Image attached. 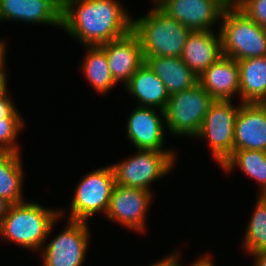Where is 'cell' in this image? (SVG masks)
<instances>
[{
	"instance_id": "6da1fadb",
	"label": "cell",
	"mask_w": 266,
	"mask_h": 266,
	"mask_svg": "<svg viewBox=\"0 0 266 266\" xmlns=\"http://www.w3.org/2000/svg\"><path fill=\"white\" fill-rule=\"evenodd\" d=\"M119 0H62L61 29L81 46H96L125 36L132 19Z\"/></svg>"
},
{
	"instance_id": "7a4b0ae2",
	"label": "cell",
	"mask_w": 266,
	"mask_h": 266,
	"mask_svg": "<svg viewBox=\"0 0 266 266\" xmlns=\"http://www.w3.org/2000/svg\"><path fill=\"white\" fill-rule=\"evenodd\" d=\"M63 214L62 210L45 208L33 201L12 204L0 222V237L38 252Z\"/></svg>"
},
{
	"instance_id": "3957f363",
	"label": "cell",
	"mask_w": 266,
	"mask_h": 266,
	"mask_svg": "<svg viewBox=\"0 0 266 266\" xmlns=\"http://www.w3.org/2000/svg\"><path fill=\"white\" fill-rule=\"evenodd\" d=\"M132 31L139 38L144 59L156 56L181 57L191 32L159 7H152L143 17L132 19Z\"/></svg>"
},
{
	"instance_id": "277c9868",
	"label": "cell",
	"mask_w": 266,
	"mask_h": 266,
	"mask_svg": "<svg viewBox=\"0 0 266 266\" xmlns=\"http://www.w3.org/2000/svg\"><path fill=\"white\" fill-rule=\"evenodd\" d=\"M222 55L235 60L266 56V29L230 3L221 16Z\"/></svg>"
},
{
	"instance_id": "5b68a950",
	"label": "cell",
	"mask_w": 266,
	"mask_h": 266,
	"mask_svg": "<svg viewBox=\"0 0 266 266\" xmlns=\"http://www.w3.org/2000/svg\"><path fill=\"white\" fill-rule=\"evenodd\" d=\"M131 156L119 163L111 164L115 184L152 192L151 184L167 176L177 165L175 162L177 154L173 148L171 150L137 149V153Z\"/></svg>"
},
{
	"instance_id": "8992f818",
	"label": "cell",
	"mask_w": 266,
	"mask_h": 266,
	"mask_svg": "<svg viewBox=\"0 0 266 266\" xmlns=\"http://www.w3.org/2000/svg\"><path fill=\"white\" fill-rule=\"evenodd\" d=\"M215 100L197 83L192 88L169 95L164 109L166 131L172 136L195 139L205 115Z\"/></svg>"
},
{
	"instance_id": "52a82bcc",
	"label": "cell",
	"mask_w": 266,
	"mask_h": 266,
	"mask_svg": "<svg viewBox=\"0 0 266 266\" xmlns=\"http://www.w3.org/2000/svg\"><path fill=\"white\" fill-rule=\"evenodd\" d=\"M81 178L74 189L68 219L87 222L97 213L106 215L115 185L111 164L90 171Z\"/></svg>"
},
{
	"instance_id": "ba28073f",
	"label": "cell",
	"mask_w": 266,
	"mask_h": 266,
	"mask_svg": "<svg viewBox=\"0 0 266 266\" xmlns=\"http://www.w3.org/2000/svg\"><path fill=\"white\" fill-rule=\"evenodd\" d=\"M235 106L232 100H215L210 105L200 132L195 137L207 142L213 159L220 166L234 150L235 122L240 105Z\"/></svg>"
},
{
	"instance_id": "9c48e42d",
	"label": "cell",
	"mask_w": 266,
	"mask_h": 266,
	"mask_svg": "<svg viewBox=\"0 0 266 266\" xmlns=\"http://www.w3.org/2000/svg\"><path fill=\"white\" fill-rule=\"evenodd\" d=\"M64 228L40 250L43 266L83 265L91 240L88 222L68 219Z\"/></svg>"
},
{
	"instance_id": "30bf717a",
	"label": "cell",
	"mask_w": 266,
	"mask_h": 266,
	"mask_svg": "<svg viewBox=\"0 0 266 266\" xmlns=\"http://www.w3.org/2000/svg\"><path fill=\"white\" fill-rule=\"evenodd\" d=\"M153 196L148 190L115 184L105 216L132 231L145 232Z\"/></svg>"
},
{
	"instance_id": "8fae6325",
	"label": "cell",
	"mask_w": 266,
	"mask_h": 266,
	"mask_svg": "<svg viewBox=\"0 0 266 266\" xmlns=\"http://www.w3.org/2000/svg\"><path fill=\"white\" fill-rule=\"evenodd\" d=\"M229 0H166L159 7L191 31L214 30Z\"/></svg>"
},
{
	"instance_id": "7c38bea8",
	"label": "cell",
	"mask_w": 266,
	"mask_h": 266,
	"mask_svg": "<svg viewBox=\"0 0 266 266\" xmlns=\"http://www.w3.org/2000/svg\"><path fill=\"white\" fill-rule=\"evenodd\" d=\"M156 108L136 106L129 114L126 134L135 149L165 150L164 111Z\"/></svg>"
},
{
	"instance_id": "4fadbf2b",
	"label": "cell",
	"mask_w": 266,
	"mask_h": 266,
	"mask_svg": "<svg viewBox=\"0 0 266 266\" xmlns=\"http://www.w3.org/2000/svg\"><path fill=\"white\" fill-rule=\"evenodd\" d=\"M100 46L105 50L109 69L116 84L121 81L125 86L145 63L139 38L132 30L125 36Z\"/></svg>"
},
{
	"instance_id": "5bb4252c",
	"label": "cell",
	"mask_w": 266,
	"mask_h": 266,
	"mask_svg": "<svg viewBox=\"0 0 266 266\" xmlns=\"http://www.w3.org/2000/svg\"><path fill=\"white\" fill-rule=\"evenodd\" d=\"M62 0H0V22L15 21L61 28Z\"/></svg>"
},
{
	"instance_id": "9a60e30c",
	"label": "cell",
	"mask_w": 266,
	"mask_h": 266,
	"mask_svg": "<svg viewBox=\"0 0 266 266\" xmlns=\"http://www.w3.org/2000/svg\"><path fill=\"white\" fill-rule=\"evenodd\" d=\"M235 122L234 150L266 151V110L261 103H241Z\"/></svg>"
},
{
	"instance_id": "2e32d148",
	"label": "cell",
	"mask_w": 266,
	"mask_h": 266,
	"mask_svg": "<svg viewBox=\"0 0 266 266\" xmlns=\"http://www.w3.org/2000/svg\"><path fill=\"white\" fill-rule=\"evenodd\" d=\"M199 84L214 100L240 99L239 67L237 60L222 55L199 76Z\"/></svg>"
},
{
	"instance_id": "e0dca14e",
	"label": "cell",
	"mask_w": 266,
	"mask_h": 266,
	"mask_svg": "<svg viewBox=\"0 0 266 266\" xmlns=\"http://www.w3.org/2000/svg\"><path fill=\"white\" fill-rule=\"evenodd\" d=\"M222 56L220 31H191L185 43L182 61L199 77Z\"/></svg>"
},
{
	"instance_id": "ac0fdd59",
	"label": "cell",
	"mask_w": 266,
	"mask_h": 266,
	"mask_svg": "<svg viewBox=\"0 0 266 266\" xmlns=\"http://www.w3.org/2000/svg\"><path fill=\"white\" fill-rule=\"evenodd\" d=\"M127 93L139 101L137 106L157 108L164 111L169 94L164 83L144 63L124 86Z\"/></svg>"
},
{
	"instance_id": "d6986e66",
	"label": "cell",
	"mask_w": 266,
	"mask_h": 266,
	"mask_svg": "<svg viewBox=\"0 0 266 266\" xmlns=\"http://www.w3.org/2000/svg\"><path fill=\"white\" fill-rule=\"evenodd\" d=\"M145 63L164 83L169 95L182 92L199 83V77L181 57H146Z\"/></svg>"
},
{
	"instance_id": "ffe728a7",
	"label": "cell",
	"mask_w": 266,
	"mask_h": 266,
	"mask_svg": "<svg viewBox=\"0 0 266 266\" xmlns=\"http://www.w3.org/2000/svg\"><path fill=\"white\" fill-rule=\"evenodd\" d=\"M241 103L266 100V56L238 60Z\"/></svg>"
},
{
	"instance_id": "44dd1931",
	"label": "cell",
	"mask_w": 266,
	"mask_h": 266,
	"mask_svg": "<svg viewBox=\"0 0 266 266\" xmlns=\"http://www.w3.org/2000/svg\"><path fill=\"white\" fill-rule=\"evenodd\" d=\"M21 153L0 151V197L12 204L24 201V165Z\"/></svg>"
},
{
	"instance_id": "7402d4cb",
	"label": "cell",
	"mask_w": 266,
	"mask_h": 266,
	"mask_svg": "<svg viewBox=\"0 0 266 266\" xmlns=\"http://www.w3.org/2000/svg\"><path fill=\"white\" fill-rule=\"evenodd\" d=\"M220 168L226 172H233L235 168H239L243 174L259 184L260 196L266 194V151L233 150Z\"/></svg>"
},
{
	"instance_id": "603a6c76",
	"label": "cell",
	"mask_w": 266,
	"mask_h": 266,
	"mask_svg": "<svg viewBox=\"0 0 266 266\" xmlns=\"http://www.w3.org/2000/svg\"><path fill=\"white\" fill-rule=\"evenodd\" d=\"M86 48L85 56L80 68L82 74L98 93H109L114 88L115 81L109 69L105 50L99 46H83Z\"/></svg>"
},
{
	"instance_id": "cb8c5ba5",
	"label": "cell",
	"mask_w": 266,
	"mask_h": 266,
	"mask_svg": "<svg viewBox=\"0 0 266 266\" xmlns=\"http://www.w3.org/2000/svg\"><path fill=\"white\" fill-rule=\"evenodd\" d=\"M243 239V250L252 255L266 250V198L258 195Z\"/></svg>"
},
{
	"instance_id": "d4e9b609",
	"label": "cell",
	"mask_w": 266,
	"mask_h": 266,
	"mask_svg": "<svg viewBox=\"0 0 266 266\" xmlns=\"http://www.w3.org/2000/svg\"><path fill=\"white\" fill-rule=\"evenodd\" d=\"M24 120H0V151L21 153L17 143Z\"/></svg>"
},
{
	"instance_id": "484cf974",
	"label": "cell",
	"mask_w": 266,
	"mask_h": 266,
	"mask_svg": "<svg viewBox=\"0 0 266 266\" xmlns=\"http://www.w3.org/2000/svg\"><path fill=\"white\" fill-rule=\"evenodd\" d=\"M233 3L250 19L266 29V0H236Z\"/></svg>"
},
{
	"instance_id": "4316f807",
	"label": "cell",
	"mask_w": 266,
	"mask_h": 266,
	"mask_svg": "<svg viewBox=\"0 0 266 266\" xmlns=\"http://www.w3.org/2000/svg\"><path fill=\"white\" fill-rule=\"evenodd\" d=\"M0 120H23L8 93L0 96Z\"/></svg>"
},
{
	"instance_id": "83f0119b",
	"label": "cell",
	"mask_w": 266,
	"mask_h": 266,
	"mask_svg": "<svg viewBox=\"0 0 266 266\" xmlns=\"http://www.w3.org/2000/svg\"><path fill=\"white\" fill-rule=\"evenodd\" d=\"M178 252L179 251L176 250V266H183L182 263H180L181 260L179 258L181 257ZM209 254L210 253L207 252L206 254L199 256V258L193 261L189 266H214L213 259Z\"/></svg>"
},
{
	"instance_id": "f1b7e54d",
	"label": "cell",
	"mask_w": 266,
	"mask_h": 266,
	"mask_svg": "<svg viewBox=\"0 0 266 266\" xmlns=\"http://www.w3.org/2000/svg\"><path fill=\"white\" fill-rule=\"evenodd\" d=\"M174 251L175 252H172L171 254L169 253V255L167 254L165 258L163 257L161 260L156 261L149 266H176V250Z\"/></svg>"
},
{
	"instance_id": "f546056e",
	"label": "cell",
	"mask_w": 266,
	"mask_h": 266,
	"mask_svg": "<svg viewBox=\"0 0 266 266\" xmlns=\"http://www.w3.org/2000/svg\"><path fill=\"white\" fill-rule=\"evenodd\" d=\"M254 258L253 266H266V250H262L252 254Z\"/></svg>"
},
{
	"instance_id": "4dcf8cb0",
	"label": "cell",
	"mask_w": 266,
	"mask_h": 266,
	"mask_svg": "<svg viewBox=\"0 0 266 266\" xmlns=\"http://www.w3.org/2000/svg\"><path fill=\"white\" fill-rule=\"evenodd\" d=\"M6 69H0V96L8 93L7 88V78Z\"/></svg>"
},
{
	"instance_id": "1f68e13d",
	"label": "cell",
	"mask_w": 266,
	"mask_h": 266,
	"mask_svg": "<svg viewBox=\"0 0 266 266\" xmlns=\"http://www.w3.org/2000/svg\"><path fill=\"white\" fill-rule=\"evenodd\" d=\"M5 42L6 41H2L1 39H0V69H6V68H4V67H6L5 66V64H6V52H7V50H6V44H5Z\"/></svg>"
},
{
	"instance_id": "d6a6232c",
	"label": "cell",
	"mask_w": 266,
	"mask_h": 266,
	"mask_svg": "<svg viewBox=\"0 0 266 266\" xmlns=\"http://www.w3.org/2000/svg\"><path fill=\"white\" fill-rule=\"evenodd\" d=\"M10 205L11 204L9 202H7L5 199L0 197V222L5 216V214L7 213Z\"/></svg>"
},
{
	"instance_id": "836d02e7",
	"label": "cell",
	"mask_w": 266,
	"mask_h": 266,
	"mask_svg": "<svg viewBox=\"0 0 266 266\" xmlns=\"http://www.w3.org/2000/svg\"><path fill=\"white\" fill-rule=\"evenodd\" d=\"M152 1H153L152 7H160L162 3L165 2L166 0H152Z\"/></svg>"
},
{
	"instance_id": "e575fe53",
	"label": "cell",
	"mask_w": 266,
	"mask_h": 266,
	"mask_svg": "<svg viewBox=\"0 0 266 266\" xmlns=\"http://www.w3.org/2000/svg\"><path fill=\"white\" fill-rule=\"evenodd\" d=\"M261 104L264 106V108L266 110V100H264L263 102H261Z\"/></svg>"
}]
</instances>
